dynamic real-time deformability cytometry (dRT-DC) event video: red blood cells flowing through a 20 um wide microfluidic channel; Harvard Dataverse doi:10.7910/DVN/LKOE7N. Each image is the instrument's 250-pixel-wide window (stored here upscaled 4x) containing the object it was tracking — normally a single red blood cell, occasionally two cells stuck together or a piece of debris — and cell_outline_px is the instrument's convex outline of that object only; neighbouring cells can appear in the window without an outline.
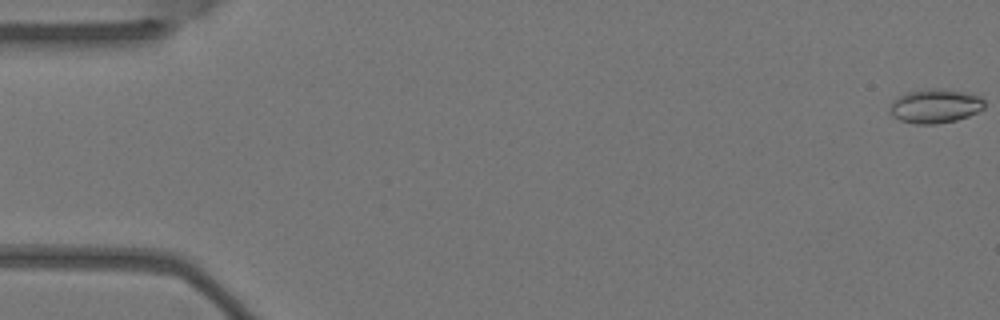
{"species": "Egyptian fruit bat (a non-hibernating species)", "species_latin": "Rousettus aegyptiacus", "temperature_condition": "warm", "stored_images_in_passage": 7, "camera_frame_rate_fps": 3000, "um_per_image_px": 0.085, "animal": {"sex": "female"}, "frame": {"image": 1, "passage_image": 1, "time_ms": 0.0, "image_size_px": [1000, 320], "cell_outline_px": [[984, 108], [968, 116], [956, 120], [936, 124], [916, 124], [900, 120], [892, 116], [888, 112], [892, 104], [900, 96], [908, 92], [932, 88], [936, 88], [968, 92], [980, 96], [984, 100]], "centroid_in_image_um": [79.51, 9.02], "position_along_channel_um": 5.5, "area_um2": 18.67}}
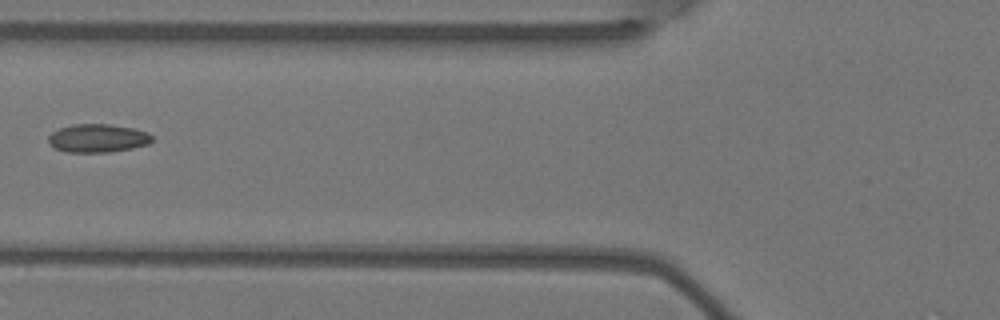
{"frame": {"image": 2, "passage_image": 6, "time_ms": 1.667, "image_size_px": [1000, 320], "cell_outline_px": [[152, 140], [148, 144], [132, 148], [108, 152], [68, 152], [56, 148], [48, 144], [48, 136], [52, 132], [60, 128], [72, 124], [108, 124], [136, 128], [148, 132], [152, 136]], "centroid_in_image_um": [8.31, 11.74], "position_along_channel_um": 117.5, "area_um2": 17.17}}
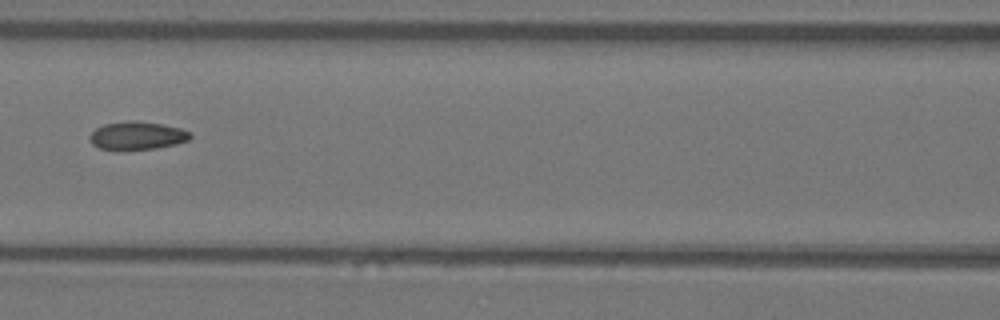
{"frame": {"image": 3, "passage_image": 7, "time_ms": 2.0, "image_size_px": [1000, 320], "cell_outline_px": [[192, 136], [188, 140], [176, 144], [156, 148], [116, 152], [100, 148], [92, 144], [88, 136], [96, 128], [104, 124], [132, 120], [136, 120], [164, 124], [180, 128], [192, 132]], "centroid_in_image_um": [11.64, 11.55], "position_along_channel_um": 155.0, "area_um2": 16.99}}